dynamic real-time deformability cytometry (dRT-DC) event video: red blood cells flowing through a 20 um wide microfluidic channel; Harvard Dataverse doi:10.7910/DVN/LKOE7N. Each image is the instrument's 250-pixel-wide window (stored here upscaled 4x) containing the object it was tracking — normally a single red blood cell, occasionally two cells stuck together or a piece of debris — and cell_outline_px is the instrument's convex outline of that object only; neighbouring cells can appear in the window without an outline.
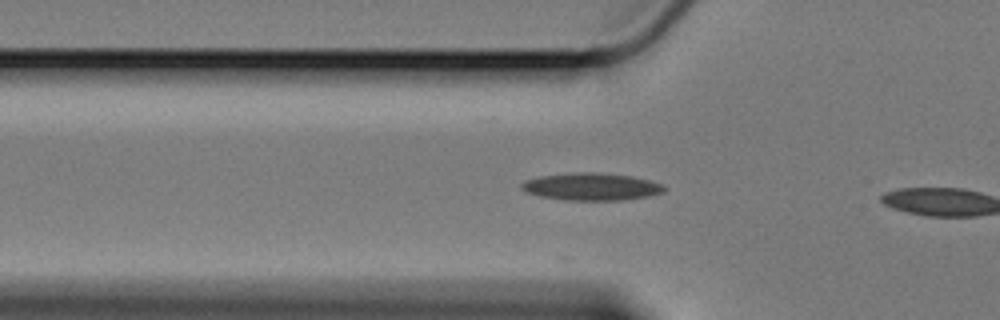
{"species": "Egyptian fruit bat (a non-hibernating species)", "species_latin": "Rousettus aegyptiacus", "temperature_condition": "cold", "stored_images_in_passage": 9, "camera_frame_rate_fps": 3000, "um_per_image_px": 0.085, "animal": {"sex": "female"}, "frame": {"image": 1, "passage_image": 4, "time_ms": 1.0, "image_size_px": [1000, 320], "cell_outline_px": [[664, 192], [648, 196], [624, 200], [564, 200], [540, 196], [524, 192], [520, 188], [520, 184], [524, 180], [540, 176], [580, 172], [588, 172], [632, 176], [648, 180], [660, 184], [664, 188]], "centroid_in_image_um": [50.2, 15.87], "position_along_channel_um": 75.6, "area_um2": 22.6}}
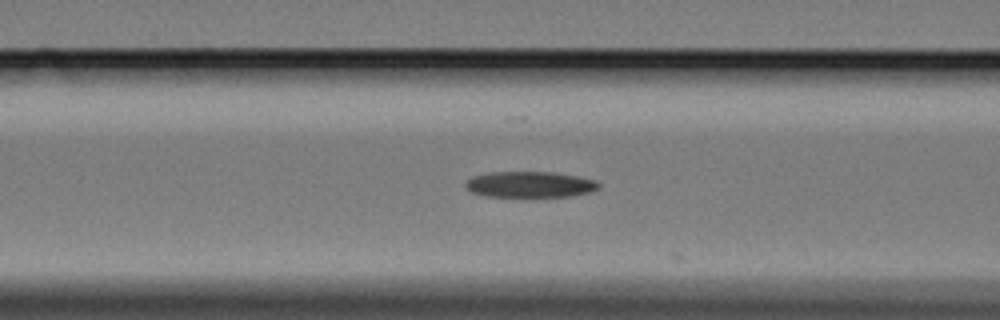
{"frame": {"image": 2, "passage_image": 8, "time_ms": 2.333, "image_size_px": [1000, 320], "cell_outline_px": [[600, 188], [588, 192], [572, 196], [488, 196], [472, 192], [464, 184], [472, 176], [492, 172], [548, 172], [576, 176], [596, 180], [600, 184]], "centroid_in_image_um": [45.06, 15.67], "position_along_channel_um": 121.5, "area_um2": 19.83}}